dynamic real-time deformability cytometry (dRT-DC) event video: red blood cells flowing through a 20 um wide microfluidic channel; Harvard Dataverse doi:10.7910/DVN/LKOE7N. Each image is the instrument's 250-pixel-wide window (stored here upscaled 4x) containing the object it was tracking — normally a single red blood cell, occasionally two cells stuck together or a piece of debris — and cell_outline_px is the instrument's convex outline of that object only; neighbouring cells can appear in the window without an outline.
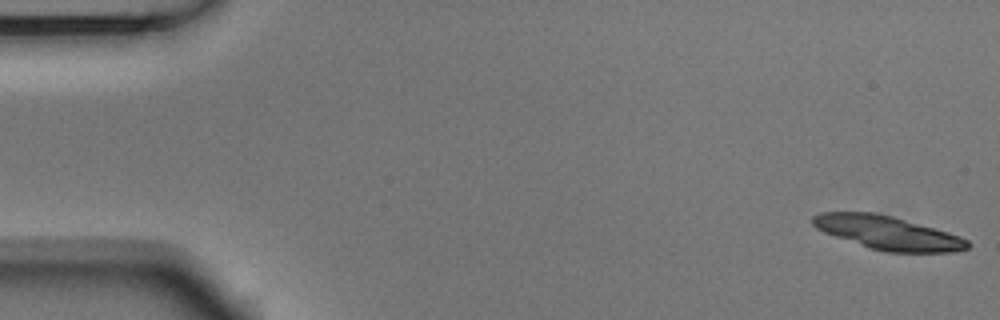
{"species": "Egyptian fruit bat (a non-hibernating species)", "species_latin": "Rousettus aegyptiacus", "temperature_condition": "room temperature", "stored_images_in_passage": 9, "camera_frame_rate_fps": 3000, "um_per_image_px": 0.085, "animal": {"sex": "male"}, "frame": {"image": 1, "passage_image": 1, "time_ms": 0.0, "image_size_px": [1000, 320], "cell_outline_px": [[972, 244], [968, 248], [952, 252], [884, 252], [868, 248], [824, 232], [816, 228], [812, 224], [812, 216], [820, 212], [872, 212], [892, 216], [948, 232], [960, 236], [968, 240]], "centroid_in_image_um": [75.45, 19.79], "position_along_channel_um": 9.5, "area_um2": 30.23}}
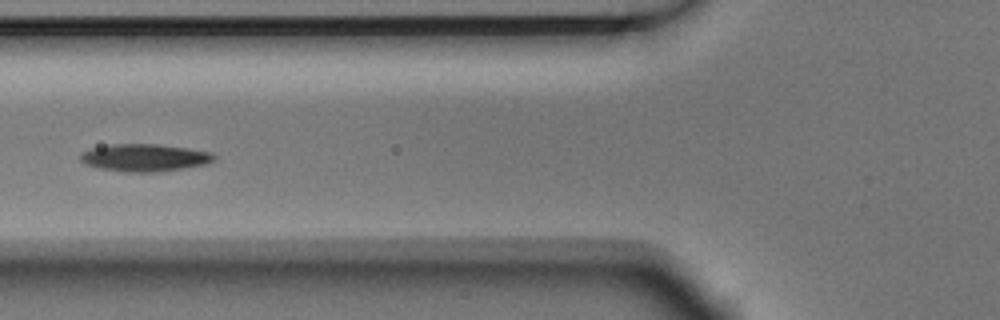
{"frame": {"image": 2, "passage_image": 6, "time_ms": 1.667, "image_size_px": [1000, 320], "cell_outline_px": [[216, 160], [208, 164], [160, 172], [124, 172], [100, 168], [88, 164], [80, 160], [80, 156], [84, 152], [92, 148], [112, 144], [160, 144], [188, 148], [212, 152], [216, 156]], "centroid_in_image_um": [12.38, 13.4], "position_along_channel_um": 113.4, "area_um2": 21.44}}
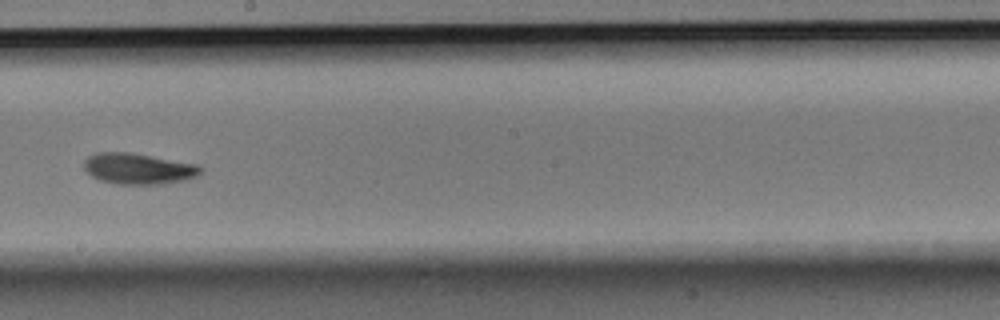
{"frame": {"image": 3, "passage_image": 9, "time_ms": 2.667, "image_size_px": [1000, 320], "cell_outline_px": [[204, 172], [196, 176], [184, 180], [164, 184], [116, 184], [100, 180], [92, 176], [84, 168], [84, 160], [88, 156], [96, 152], [132, 152], [196, 164], [204, 168]], "centroid_in_image_um": [11.78, 14.33], "position_along_channel_um": 236.4, "area_um2": 21.21}}